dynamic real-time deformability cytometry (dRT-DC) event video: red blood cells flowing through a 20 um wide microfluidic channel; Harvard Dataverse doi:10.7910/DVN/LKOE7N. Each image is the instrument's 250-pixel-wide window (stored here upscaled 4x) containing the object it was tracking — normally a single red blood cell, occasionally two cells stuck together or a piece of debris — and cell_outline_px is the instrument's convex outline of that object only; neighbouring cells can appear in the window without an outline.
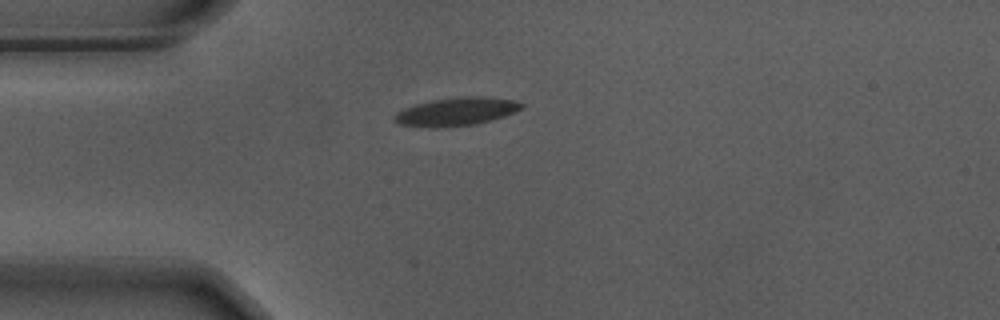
{"species": "Egyptian fruit bat (a non-hibernating species)", "species_latin": "Rousettus aegyptiacus", "temperature_condition": "warm", "stored_images_in_passage": 40, "camera_frame_rate_fps": 3000, "um_per_image_px": 0.085, "animal": {"sex": "male"}, "frame": {"image": 1, "passage_image": 1, "time_ms": 0.0, "image_size_px": [1000, 320], "cell_outline_px": [[524, 108], [504, 116], [492, 120], [476, 124], [444, 128], [428, 128], [400, 124], [392, 120], [392, 116], [396, 112], [404, 108], [416, 104], [432, 100], [460, 96], [484, 96], [516, 100], [524, 104]], "centroid_in_image_um": [38.78, 9.49], "position_along_channel_um": 46.2, "area_um2": 21.33}}
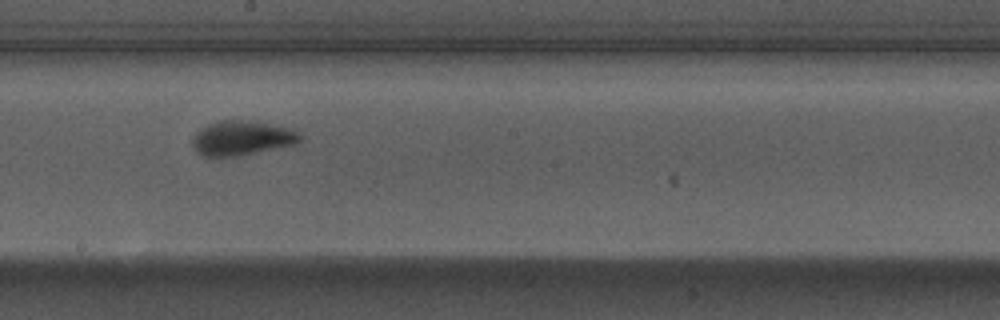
{"frame": {"image": 2, "passage_image": 17, "time_ms": 5.333, "image_size_px": [1000, 320], "cell_outline_px": [[304, 136], [296, 144], [240, 156], [204, 156], [192, 144], [192, 136], [200, 128], [216, 120], [256, 120], [292, 128]], "centroid_in_image_um": [20.61, 11.7], "position_along_channel_um": 227.6, "area_um2": 22.02}}
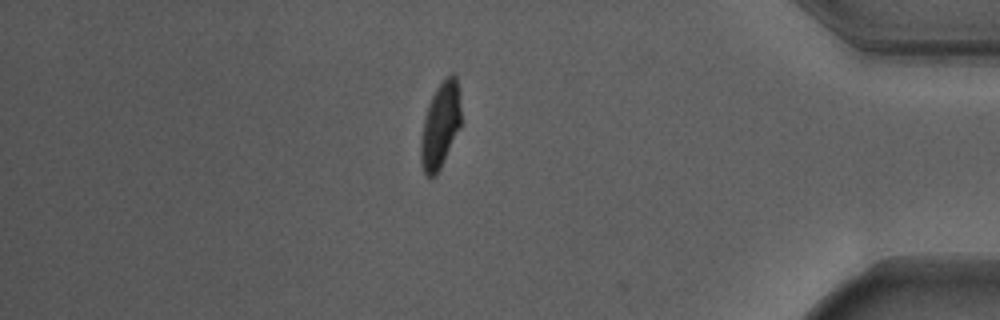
{"frame": {"image": 3, "passage_image": 34, "time_ms": 11.0, "image_size_px": [1000, 320], "cell_outline_px": [[460, 128], [436, 176], [428, 180], [424, 176], [420, 160], [420, 140], [424, 120], [428, 104], [436, 88], [452, 72], [456, 76], [460, 96]], "centroid_in_image_um": [37.41, 10.72], "position_along_channel_um": 397.8, "area_um2": 20.23}, "authors_computed_cell_mechanics": {"area_um2": 20.6057, "velocity_mm_per_s": 3.6856, "shape_relaxation_time_tau1_ms": 3.1395, "shape_relaxation_time_tau2_ms": 0.7882, "deformation_change_tau1": 0.1868, "deformation_change_tau2": 0.0691}}